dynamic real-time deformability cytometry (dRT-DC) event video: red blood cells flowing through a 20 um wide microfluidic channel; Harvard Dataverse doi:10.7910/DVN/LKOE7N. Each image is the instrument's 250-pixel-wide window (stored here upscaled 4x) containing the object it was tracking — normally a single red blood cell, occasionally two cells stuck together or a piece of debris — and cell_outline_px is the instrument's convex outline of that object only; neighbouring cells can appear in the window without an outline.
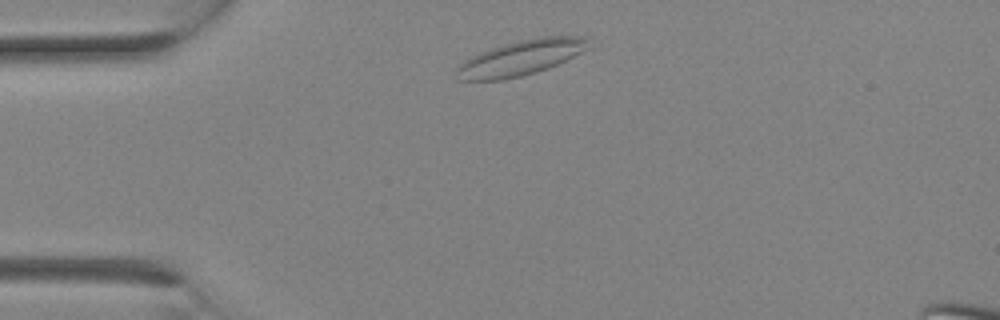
{"species": "Egyptian fruit bat (a non-hibernating species)", "species_latin": "Rousettus aegyptiacus", "temperature_condition": "room temperature", "stored_images_in_passage": 7, "camera_frame_rate_fps": 3000, "um_per_image_px": 0.085, "animal": {"sex": "female"}, "frame": {"image": 1, "passage_image": 2, "time_ms": 0.333, "image_size_px": [1000, 320], "cell_outline_px": [[588, 48], [548, 68], [536, 72], [504, 80], [460, 80], [456, 72], [456, 68], [464, 60], [480, 52], [504, 44], [520, 40], [540, 36], [588, 36]], "centroid_in_image_um": [44.25, 4.91], "position_along_channel_um": 40.7, "area_um2": 26.7}}
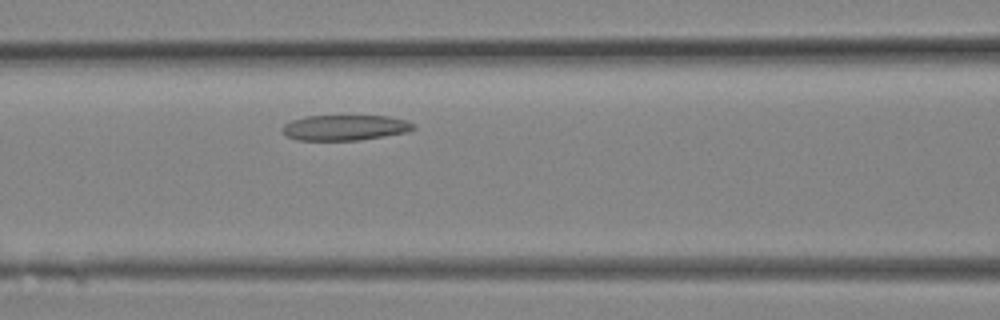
{"frame": {"image": 2, "passage_image": 7, "time_ms": 2.0, "image_size_px": [1000, 320], "cell_outline_px": [[416, 128], [408, 132], [360, 140], [296, 140], [284, 136], [280, 128], [284, 124], [292, 120], [304, 116], [388, 116], [408, 120], [416, 124]], "centroid_in_image_um": [29.32, 10.85], "position_along_channel_um": 137.3, "area_um2": 19.77}}